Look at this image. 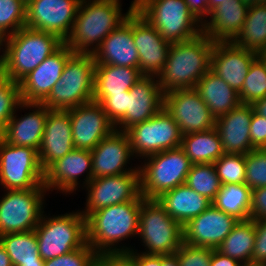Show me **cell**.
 I'll list each match as a JSON object with an SVG mask.
<instances>
[{
	"mask_svg": "<svg viewBox=\"0 0 266 266\" xmlns=\"http://www.w3.org/2000/svg\"><path fill=\"white\" fill-rule=\"evenodd\" d=\"M143 198L140 194L134 201L101 208L86 218V242L98 255L130 252L137 247L130 243L137 239Z\"/></svg>",
	"mask_w": 266,
	"mask_h": 266,
	"instance_id": "obj_1",
	"label": "cell"
},
{
	"mask_svg": "<svg viewBox=\"0 0 266 266\" xmlns=\"http://www.w3.org/2000/svg\"><path fill=\"white\" fill-rule=\"evenodd\" d=\"M63 44L55 34L25 26L0 40V73L19 83Z\"/></svg>",
	"mask_w": 266,
	"mask_h": 266,
	"instance_id": "obj_2",
	"label": "cell"
},
{
	"mask_svg": "<svg viewBox=\"0 0 266 266\" xmlns=\"http://www.w3.org/2000/svg\"><path fill=\"white\" fill-rule=\"evenodd\" d=\"M123 0H82L72 30L64 44L75 53H91L127 17L133 9L124 13Z\"/></svg>",
	"mask_w": 266,
	"mask_h": 266,
	"instance_id": "obj_3",
	"label": "cell"
},
{
	"mask_svg": "<svg viewBox=\"0 0 266 266\" xmlns=\"http://www.w3.org/2000/svg\"><path fill=\"white\" fill-rule=\"evenodd\" d=\"M214 42L203 32L193 39L171 43L167 62L157 76L163 93L195 88L210 70Z\"/></svg>",
	"mask_w": 266,
	"mask_h": 266,
	"instance_id": "obj_4",
	"label": "cell"
},
{
	"mask_svg": "<svg viewBox=\"0 0 266 266\" xmlns=\"http://www.w3.org/2000/svg\"><path fill=\"white\" fill-rule=\"evenodd\" d=\"M50 212L44 210L34 229L44 261L68 254L86 243V218L79 208L54 215Z\"/></svg>",
	"mask_w": 266,
	"mask_h": 266,
	"instance_id": "obj_5",
	"label": "cell"
},
{
	"mask_svg": "<svg viewBox=\"0 0 266 266\" xmlns=\"http://www.w3.org/2000/svg\"><path fill=\"white\" fill-rule=\"evenodd\" d=\"M95 64L93 54L74 53L41 103L50 110L67 111L93 101Z\"/></svg>",
	"mask_w": 266,
	"mask_h": 266,
	"instance_id": "obj_6",
	"label": "cell"
},
{
	"mask_svg": "<svg viewBox=\"0 0 266 266\" xmlns=\"http://www.w3.org/2000/svg\"><path fill=\"white\" fill-rule=\"evenodd\" d=\"M137 249L145 254L173 255L184 242L183 226L169 216L157 199H142ZM141 246L144 249H140Z\"/></svg>",
	"mask_w": 266,
	"mask_h": 266,
	"instance_id": "obj_7",
	"label": "cell"
},
{
	"mask_svg": "<svg viewBox=\"0 0 266 266\" xmlns=\"http://www.w3.org/2000/svg\"><path fill=\"white\" fill-rule=\"evenodd\" d=\"M192 162L179 146L143 158L139 162L140 194L157 199L163 193L185 184Z\"/></svg>",
	"mask_w": 266,
	"mask_h": 266,
	"instance_id": "obj_8",
	"label": "cell"
},
{
	"mask_svg": "<svg viewBox=\"0 0 266 266\" xmlns=\"http://www.w3.org/2000/svg\"><path fill=\"white\" fill-rule=\"evenodd\" d=\"M0 191V236L34 230L49 204L47 188L42 184L27 190Z\"/></svg>",
	"mask_w": 266,
	"mask_h": 266,
	"instance_id": "obj_9",
	"label": "cell"
},
{
	"mask_svg": "<svg viewBox=\"0 0 266 266\" xmlns=\"http://www.w3.org/2000/svg\"><path fill=\"white\" fill-rule=\"evenodd\" d=\"M136 11L168 42H182L202 33V23L184 0H146Z\"/></svg>",
	"mask_w": 266,
	"mask_h": 266,
	"instance_id": "obj_10",
	"label": "cell"
},
{
	"mask_svg": "<svg viewBox=\"0 0 266 266\" xmlns=\"http://www.w3.org/2000/svg\"><path fill=\"white\" fill-rule=\"evenodd\" d=\"M125 132L138 162L149 155L177 148L182 140L179 125L164 107L149 120L135 124Z\"/></svg>",
	"mask_w": 266,
	"mask_h": 266,
	"instance_id": "obj_11",
	"label": "cell"
},
{
	"mask_svg": "<svg viewBox=\"0 0 266 266\" xmlns=\"http://www.w3.org/2000/svg\"><path fill=\"white\" fill-rule=\"evenodd\" d=\"M43 182L38 152L31 147L8 144L0 137V189L27 190Z\"/></svg>",
	"mask_w": 266,
	"mask_h": 266,
	"instance_id": "obj_12",
	"label": "cell"
},
{
	"mask_svg": "<svg viewBox=\"0 0 266 266\" xmlns=\"http://www.w3.org/2000/svg\"><path fill=\"white\" fill-rule=\"evenodd\" d=\"M91 180V151L74 148L44 171L43 185L49 195L54 193L57 196L59 193L69 197L78 195L76 192H80Z\"/></svg>",
	"mask_w": 266,
	"mask_h": 266,
	"instance_id": "obj_13",
	"label": "cell"
},
{
	"mask_svg": "<svg viewBox=\"0 0 266 266\" xmlns=\"http://www.w3.org/2000/svg\"><path fill=\"white\" fill-rule=\"evenodd\" d=\"M83 189L85 202L79 210L87 218L101 208L134 201L140 195V171L94 178Z\"/></svg>",
	"mask_w": 266,
	"mask_h": 266,
	"instance_id": "obj_14",
	"label": "cell"
},
{
	"mask_svg": "<svg viewBox=\"0 0 266 266\" xmlns=\"http://www.w3.org/2000/svg\"><path fill=\"white\" fill-rule=\"evenodd\" d=\"M164 109L179 125L182 135L215 127V117L194 88L164 94Z\"/></svg>",
	"mask_w": 266,
	"mask_h": 266,
	"instance_id": "obj_15",
	"label": "cell"
},
{
	"mask_svg": "<svg viewBox=\"0 0 266 266\" xmlns=\"http://www.w3.org/2000/svg\"><path fill=\"white\" fill-rule=\"evenodd\" d=\"M82 0H32L26 7L25 26L49 32L65 41Z\"/></svg>",
	"mask_w": 266,
	"mask_h": 266,
	"instance_id": "obj_16",
	"label": "cell"
},
{
	"mask_svg": "<svg viewBox=\"0 0 266 266\" xmlns=\"http://www.w3.org/2000/svg\"><path fill=\"white\" fill-rule=\"evenodd\" d=\"M91 154L92 179L125 174L139 169V162L135 160L129 138L124 131L113 130L99 142Z\"/></svg>",
	"mask_w": 266,
	"mask_h": 266,
	"instance_id": "obj_17",
	"label": "cell"
},
{
	"mask_svg": "<svg viewBox=\"0 0 266 266\" xmlns=\"http://www.w3.org/2000/svg\"><path fill=\"white\" fill-rule=\"evenodd\" d=\"M49 111L42 103L22 101L0 137L8 144L31 147L38 152ZM22 112H25L24 115Z\"/></svg>",
	"mask_w": 266,
	"mask_h": 266,
	"instance_id": "obj_18",
	"label": "cell"
},
{
	"mask_svg": "<svg viewBox=\"0 0 266 266\" xmlns=\"http://www.w3.org/2000/svg\"><path fill=\"white\" fill-rule=\"evenodd\" d=\"M133 40L143 76L157 77L167 62L171 43L136 10H133Z\"/></svg>",
	"mask_w": 266,
	"mask_h": 266,
	"instance_id": "obj_19",
	"label": "cell"
},
{
	"mask_svg": "<svg viewBox=\"0 0 266 266\" xmlns=\"http://www.w3.org/2000/svg\"><path fill=\"white\" fill-rule=\"evenodd\" d=\"M68 111L71 118L73 144L77 149L92 151L104 137L115 130L102 105L96 101Z\"/></svg>",
	"mask_w": 266,
	"mask_h": 266,
	"instance_id": "obj_20",
	"label": "cell"
},
{
	"mask_svg": "<svg viewBox=\"0 0 266 266\" xmlns=\"http://www.w3.org/2000/svg\"><path fill=\"white\" fill-rule=\"evenodd\" d=\"M74 53L72 49L63 44L25 76L19 82L21 101L41 103L60 79L67 60Z\"/></svg>",
	"mask_w": 266,
	"mask_h": 266,
	"instance_id": "obj_21",
	"label": "cell"
},
{
	"mask_svg": "<svg viewBox=\"0 0 266 266\" xmlns=\"http://www.w3.org/2000/svg\"><path fill=\"white\" fill-rule=\"evenodd\" d=\"M163 107L164 93L157 77L142 76L129 90L126 115L114 127L125 132L133 125L149 120Z\"/></svg>",
	"mask_w": 266,
	"mask_h": 266,
	"instance_id": "obj_22",
	"label": "cell"
},
{
	"mask_svg": "<svg viewBox=\"0 0 266 266\" xmlns=\"http://www.w3.org/2000/svg\"><path fill=\"white\" fill-rule=\"evenodd\" d=\"M238 221L234 216L217 209L212 204L183 226L184 242L217 249Z\"/></svg>",
	"mask_w": 266,
	"mask_h": 266,
	"instance_id": "obj_23",
	"label": "cell"
},
{
	"mask_svg": "<svg viewBox=\"0 0 266 266\" xmlns=\"http://www.w3.org/2000/svg\"><path fill=\"white\" fill-rule=\"evenodd\" d=\"M259 56L232 42H214L210 70L222 78L236 92H240L250 65Z\"/></svg>",
	"mask_w": 266,
	"mask_h": 266,
	"instance_id": "obj_24",
	"label": "cell"
},
{
	"mask_svg": "<svg viewBox=\"0 0 266 266\" xmlns=\"http://www.w3.org/2000/svg\"><path fill=\"white\" fill-rule=\"evenodd\" d=\"M72 134L69 111L50 110L38 150L39 163L43 171L75 148Z\"/></svg>",
	"mask_w": 266,
	"mask_h": 266,
	"instance_id": "obj_25",
	"label": "cell"
},
{
	"mask_svg": "<svg viewBox=\"0 0 266 266\" xmlns=\"http://www.w3.org/2000/svg\"><path fill=\"white\" fill-rule=\"evenodd\" d=\"M253 105L240 104L225 115L215 119V129L227 154L245 155L255 148L250 140Z\"/></svg>",
	"mask_w": 266,
	"mask_h": 266,
	"instance_id": "obj_26",
	"label": "cell"
},
{
	"mask_svg": "<svg viewBox=\"0 0 266 266\" xmlns=\"http://www.w3.org/2000/svg\"><path fill=\"white\" fill-rule=\"evenodd\" d=\"M93 56L96 64L139 68V56L133 40V11L102 41Z\"/></svg>",
	"mask_w": 266,
	"mask_h": 266,
	"instance_id": "obj_27",
	"label": "cell"
},
{
	"mask_svg": "<svg viewBox=\"0 0 266 266\" xmlns=\"http://www.w3.org/2000/svg\"><path fill=\"white\" fill-rule=\"evenodd\" d=\"M248 9L242 0H227L211 11L202 32L213 42H231L240 32Z\"/></svg>",
	"mask_w": 266,
	"mask_h": 266,
	"instance_id": "obj_28",
	"label": "cell"
},
{
	"mask_svg": "<svg viewBox=\"0 0 266 266\" xmlns=\"http://www.w3.org/2000/svg\"><path fill=\"white\" fill-rule=\"evenodd\" d=\"M157 200L169 216L182 226L212 205L209 199L198 194L186 184L163 193Z\"/></svg>",
	"mask_w": 266,
	"mask_h": 266,
	"instance_id": "obj_29",
	"label": "cell"
},
{
	"mask_svg": "<svg viewBox=\"0 0 266 266\" xmlns=\"http://www.w3.org/2000/svg\"><path fill=\"white\" fill-rule=\"evenodd\" d=\"M194 89L215 118L227 114L241 104L238 92L211 70L197 82Z\"/></svg>",
	"mask_w": 266,
	"mask_h": 266,
	"instance_id": "obj_30",
	"label": "cell"
},
{
	"mask_svg": "<svg viewBox=\"0 0 266 266\" xmlns=\"http://www.w3.org/2000/svg\"><path fill=\"white\" fill-rule=\"evenodd\" d=\"M142 76L139 68L95 64L93 95H113L129 91Z\"/></svg>",
	"mask_w": 266,
	"mask_h": 266,
	"instance_id": "obj_31",
	"label": "cell"
},
{
	"mask_svg": "<svg viewBox=\"0 0 266 266\" xmlns=\"http://www.w3.org/2000/svg\"><path fill=\"white\" fill-rule=\"evenodd\" d=\"M180 147L192 164L214 163L224 154L221 138L215 127L182 135Z\"/></svg>",
	"mask_w": 266,
	"mask_h": 266,
	"instance_id": "obj_32",
	"label": "cell"
},
{
	"mask_svg": "<svg viewBox=\"0 0 266 266\" xmlns=\"http://www.w3.org/2000/svg\"><path fill=\"white\" fill-rule=\"evenodd\" d=\"M234 45L263 55L266 51V3L250 5Z\"/></svg>",
	"mask_w": 266,
	"mask_h": 266,
	"instance_id": "obj_33",
	"label": "cell"
},
{
	"mask_svg": "<svg viewBox=\"0 0 266 266\" xmlns=\"http://www.w3.org/2000/svg\"><path fill=\"white\" fill-rule=\"evenodd\" d=\"M0 243L6 249L13 266H44L35 230L1 235Z\"/></svg>",
	"mask_w": 266,
	"mask_h": 266,
	"instance_id": "obj_34",
	"label": "cell"
},
{
	"mask_svg": "<svg viewBox=\"0 0 266 266\" xmlns=\"http://www.w3.org/2000/svg\"><path fill=\"white\" fill-rule=\"evenodd\" d=\"M255 221H238L217 250L239 262H249L254 250Z\"/></svg>",
	"mask_w": 266,
	"mask_h": 266,
	"instance_id": "obj_35",
	"label": "cell"
},
{
	"mask_svg": "<svg viewBox=\"0 0 266 266\" xmlns=\"http://www.w3.org/2000/svg\"><path fill=\"white\" fill-rule=\"evenodd\" d=\"M251 192L245 183L221 185L212 204L239 221L249 220Z\"/></svg>",
	"mask_w": 266,
	"mask_h": 266,
	"instance_id": "obj_36",
	"label": "cell"
},
{
	"mask_svg": "<svg viewBox=\"0 0 266 266\" xmlns=\"http://www.w3.org/2000/svg\"><path fill=\"white\" fill-rule=\"evenodd\" d=\"M185 184L211 202L216 198L222 185L213 163L193 164L186 176Z\"/></svg>",
	"mask_w": 266,
	"mask_h": 266,
	"instance_id": "obj_37",
	"label": "cell"
},
{
	"mask_svg": "<svg viewBox=\"0 0 266 266\" xmlns=\"http://www.w3.org/2000/svg\"><path fill=\"white\" fill-rule=\"evenodd\" d=\"M238 94L241 103L249 105L266 97V58L263 55H259L250 65Z\"/></svg>",
	"mask_w": 266,
	"mask_h": 266,
	"instance_id": "obj_38",
	"label": "cell"
},
{
	"mask_svg": "<svg viewBox=\"0 0 266 266\" xmlns=\"http://www.w3.org/2000/svg\"><path fill=\"white\" fill-rule=\"evenodd\" d=\"M26 7L22 0H0V40L25 27Z\"/></svg>",
	"mask_w": 266,
	"mask_h": 266,
	"instance_id": "obj_39",
	"label": "cell"
},
{
	"mask_svg": "<svg viewBox=\"0 0 266 266\" xmlns=\"http://www.w3.org/2000/svg\"><path fill=\"white\" fill-rule=\"evenodd\" d=\"M213 164L222 185L245 183V155L224 153Z\"/></svg>",
	"mask_w": 266,
	"mask_h": 266,
	"instance_id": "obj_40",
	"label": "cell"
},
{
	"mask_svg": "<svg viewBox=\"0 0 266 266\" xmlns=\"http://www.w3.org/2000/svg\"><path fill=\"white\" fill-rule=\"evenodd\" d=\"M21 102L19 83L0 73V135Z\"/></svg>",
	"mask_w": 266,
	"mask_h": 266,
	"instance_id": "obj_41",
	"label": "cell"
},
{
	"mask_svg": "<svg viewBox=\"0 0 266 266\" xmlns=\"http://www.w3.org/2000/svg\"><path fill=\"white\" fill-rule=\"evenodd\" d=\"M245 184L252 190L266 187V148L254 149L245 154Z\"/></svg>",
	"mask_w": 266,
	"mask_h": 266,
	"instance_id": "obj_42",
	"label": "cell"
},
{
	"mask_svg": "<svg viewBox=\"0 0 266 266\" xmlns=\"http://www.w3.org/2000/svg\"><path fill=\"white\" fill-rule=\"evenodd\" d=\"M98 254L86 242L68 254L46 260L44 266H97Z\"/></svg>",
	"mask_w": 266,
	"mask_h": 266,
	"instance_id": "obj_43",
	"label": "cell"
},
{
	"mask_svg": "<svg viewBox=\"0 0 266 266\" xmlns=\"http://www.w3.org/2000/svg\"><path fill=\"white\" fill-rule=\"evenodd\" d=\"M129 91L113 95H93V101L100 103L109 121L115 126L127 113Z\"/></svg>",
	"mask_w": 266,
	"mask_h": 266,
	"instance_id": "obj_44",
	"label": "cell"
},
{
	"mask_svg": "<svg viewBox=\"0 0 266 266\" xmlns=\"http://www.w3.org/2000/svg\"><path fill=\"white\" fill-rule=\"evenodd\" d=\"M212 248L194 246L182 243L181 247L174 253L180 266H210Z\"/></svg>",
	"mask_w": 266,
	"mask_h": 266,
	"instance_id": "obj_45",
	"label": "cell"
},
{
	"mask_svg": "<svg viewBox=\"0 0 266 266\" xmlns=\"http://www.w3.org/2000/svg\"><path fill=\"white\" fill-rule=\"evenodd\" d=\"M250 140L255 149L266 148V117L253 111L250 124Z\"/></svg>",
	"mask_w": 266,
	"mask_h": 266,
	"instance_id": "obj_46",
	"label": "cell"
},
{
	"mask_svg": "<svg viewBox=\"0 0 266 266\" xmlns=\"http://www.w3.org/2000/svg\"><path fill=\"white\" fill-rule=\"evenodd\" d=\"M255 221V243L250 261L266 263V218Z\"/></svg>",
	"mask_w": 266,
	"mask_h": 266,
	"instance_id": "obj_47",
	"label": "cell"
},
{
	"mask_svg": "<svg viewBox=\"0 0 266 266\" xmlns=\"http://www.w3.org/2000/svg\"><path fill=\"white\" fill-rule=\"evenodd\" d=\"M266 218V187L255 188L251 192L250 219Z\"/></svg>",
	"mask_w": 266,
	"mask_h": 266,
	"instance_id": "obj_48",
	"label": "cell"
},
{
	"mask_svg": "<svg viewBox=\"0 0 266 266\" xmlns=\"http://www.w3.org/2000/svg\"><path fill=\"white\" fill-rule=\"evenodd\" d=\"M98 266H136V261L127 253H104L98 255Z\"/></svg>",
	"mask_w": 266,
	"mask_h": 266,
	"instance_id": "obj_49",
	"label": "cell"
},
{
	"mask_svg": "<svg viewBox=\"0 0 266 266\" xmlns=\"http://www.w3.org/2000/svg\"><path fill=\"white\" fill-rule=\"evenodd\" d=\"M189 10L203 24L209 17V0H184Z\"/></svg>",
	"mask_w": 266,
	"mask_h": 266,
	"instance_id": "obj_50",
	"label": "cell"
},
{
	"mask_svg": "<svg viewBox=\"0 0 266 266\" xmlns=\"http://www.w3.org/2000/svg\"><path fill=\"white\" fill-rule=\"evenodd\" d=\"M127 253L136 261V266H161V255L145 254L135 250Z\"/></svg>",
	"mask_w": 266,
	"mask_h": 266,
	"instance_id": "obj_51",
	"label": "cell"
},
{
	"mask_svg": "<svg viewBox=\"0 0 266 266\" xmlns=\"http://www.w3.org/2000/svg\"><path fill=\"white\" fill-rule=\"evenodd\" d=\"M210 266H242V263L213 249Z\"/></svg>",
	"mask_w": 266,
	"mask_h": 266,
	"instance_id": "obj_52",
	"label": "cell"
},
{
	"mask_svg": "<svg viewBox=\"0 0 266 266\" xmlns=\"http://www.w3.org/2000/svg\"><path fill=\"white\" fill-rule=\"evenodd\" d=\"M161 266H180L177 257L173 255H161Z\"/></svg>",
	"mask_w": 266,
	"mask_h": 266,
	"instance_id": "obj_53",
	"label": "cell"
},
{
	"mask_svg": "<svg viewBox=\"0 0 266 266\" xmlns=\"http://www.w3.org/2000/svg\"><path fill=\"white\" fill-rule=\"evenodd\" d=\"M254 111L260 116L266 117V97L253 104Z\"/></svg>",
	"mask_w": 266,
	"mask_h": 266,
	"instance_id": "obj_54",
	"label": "cell"
},
{
	"mask_svg": "<svg viewBox=\"0 0 266 266\" xmlns=\"http://www.w3.org/2000/svg\"><path fill=\"white\" fill-rule=\"evenodd\" d=\"M0 266H13L6 249L0 243Z\"/></svg>",
	"mask_w": 266,
	"mask_h": 266,
	"instance_id": "obj_55",
	"label": "cell"
},
{
	"mask_svg": "<svg viewBox=\"0 0 266 266\" xmlns=\"http://www.w3.org/2000/svg\"><path fill=\"white\" fill-rule=\"evenodd\" d=\"M227 0H209V16L213 9L223 4Z\"/></svg>",
	"mask_w": 266,
	"mask_h": 266,
	"instance_id": "obj_56",
	"label": "cell"
},
{
	"mask_svg": "<svg viewBox=\"0 0 266 266\" xmlns=\"http://www.w3.org/2000/svg\"><path fill=\"white\" fill-rule=\"evenodd\" d=\"M146 0H131L129 3L133 10H136L140 5H142Z\"/></svg>",
	"mask_w": 266,
	"mask_h": 266,
	"instance_id": "obj_57",
	"label": "cell"
},
{
	"mask_svg": "<svg viewBox=\"0 0 266 266\" xmlns=\"http://www.w3.org/2000/svg\"><path fill=\"white\" fill-rule=\"evenodd\" d=\"M242 266H266V263L265 262L249 261V262L243 263Z\"/></svg>",
	"mask_w": 266,
	"mask_h": 266,
	"instance_id": "obj_58",
	"label": "cell"
},
{
	"mask_svg": "<svg viewBox=\"0 0 266 266\" xmlns=\"http://www.w3.org/2000/svg\"><path fill=\"white\" fill-rule=\"evenodd\" d=\"M245 4L247 5H254V4H258V0H242Z\"/></svg>",
	"mask_w": 266,
	"mask_h": 266,
	"instance_id": "obj_59",
	"label": "cell"
},
{
	"mask_svg": "<svg viewBox=\"0 0 266 266\" xmlns=\"http://www.w3.org/2000/svg\"><path fill=\"white\" fill-rule=\"evenodd\" d=\"M26 5L32 0H22Z\"/></svg>",
	"mask_w": 266,
	"mask_h": 266,
	"instance_id": "obj_60",
	"label": "cell"
},
{
	"mask_svg": "<svg viewBox=\"0 0 266 266\" xmlns=\"http://www.w3.org/2000/svg\"><path fill=\"white\" fill-rule=\"evenodd\" d=\"M258 3H266V0H258Z\"/></svg>",
	"mask_w": 266,
	"mask_h": 266,
	"instance_id": "obj_61",
	"label": "cell"
}]
</instances>
